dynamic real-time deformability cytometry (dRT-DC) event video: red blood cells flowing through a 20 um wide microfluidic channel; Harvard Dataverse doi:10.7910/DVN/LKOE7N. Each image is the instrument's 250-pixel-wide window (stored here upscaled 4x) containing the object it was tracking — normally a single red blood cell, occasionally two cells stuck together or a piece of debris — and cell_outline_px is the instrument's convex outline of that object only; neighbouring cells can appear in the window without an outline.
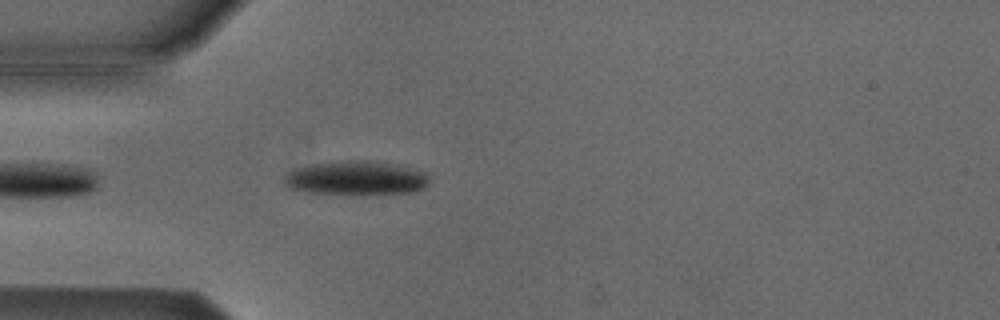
{"species": "Egyptian fruit bat (a non-hibernating species)", "species_latin": "Rousettus aegyptiacus", "temperature_condition": "cold", "stored_images_in_passage": 34, "camera_frame_rate_fps": 3000, "um_per_image_px": 0.085, "animal": {"sex": "male"}, "frame": {"image": 1, "passage_image": 3, "time_ms": 0.667, "image_size_px": [1000, 320], "cell_outline_px": [[428, 184], [424, 188], [412, 192], [308, 192], [288, 188], [284, 184], [284, 176], [288, 172], [296, 168], [312, 164], [348, 160], [368, 160], [392, 164], [424, 172], [428, 176]], "centroid_in_image_um": [30.22, 15.1], "position_along_channel_um": 54.8, "area_um2": 27.69}}
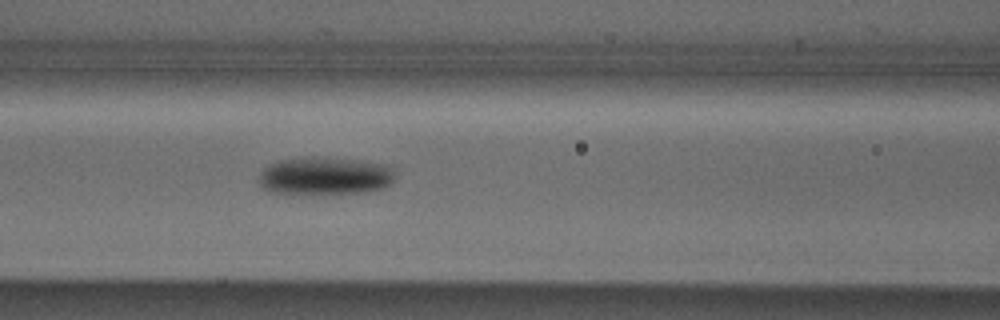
{"frame": {"image": 2, "passage_image": 10, "time_ms": 3.0, "image_size_px": [1000, 320], "cell_outline_px": [[392, 180], [384, 188], [368, 192], [312, 196], [268, 192], [256, 180], [260, 172], [264, 168], [280, 160], [308, 156], [356, 160], [376, 164], [392, 168]], "centroid_in_image_um": [27.51, 15.01], "position_along_channel_um": 139.1, "area_um2": 30.58}}
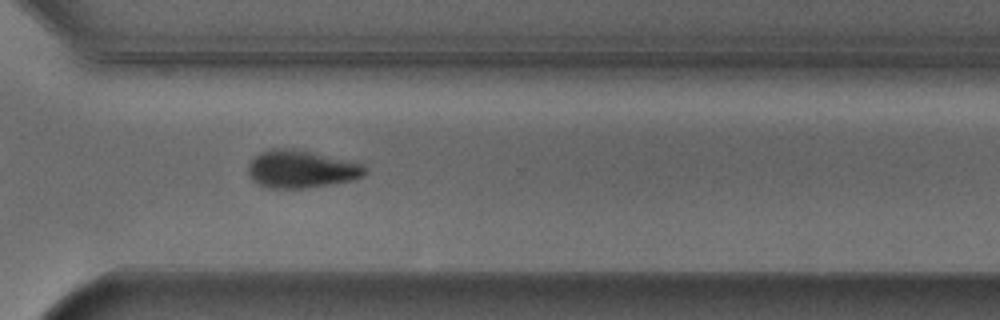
{"frame": {"image": 3, "passage_image": 26, "time_ms": 8.333, "image_size_px": [1000, 320], "cell_outline_px": [[368, 172], [364, 176], [352, 180], [308, 188], [272, 188], [260, 184], [252, 180], [248, 172], [248, 164], [260, 152], [272, 148], [292, 148], [360, 164]], "centroid_in_image_um": [25.56, 14.38], "position_along_channel_um": 345.0, "area_um2": 25.14}, "authors_computed_cell_mechanics": {"area_um2": 28.3509, "velocity_mm_per_s": 3.8725, "shape_relaxation_time_tau1_ms": 3.234, "shape_relaxation_time_tau2_ms": null, "deformation_change_tau1": 0.1079, "deformation_change_tau2": null}}